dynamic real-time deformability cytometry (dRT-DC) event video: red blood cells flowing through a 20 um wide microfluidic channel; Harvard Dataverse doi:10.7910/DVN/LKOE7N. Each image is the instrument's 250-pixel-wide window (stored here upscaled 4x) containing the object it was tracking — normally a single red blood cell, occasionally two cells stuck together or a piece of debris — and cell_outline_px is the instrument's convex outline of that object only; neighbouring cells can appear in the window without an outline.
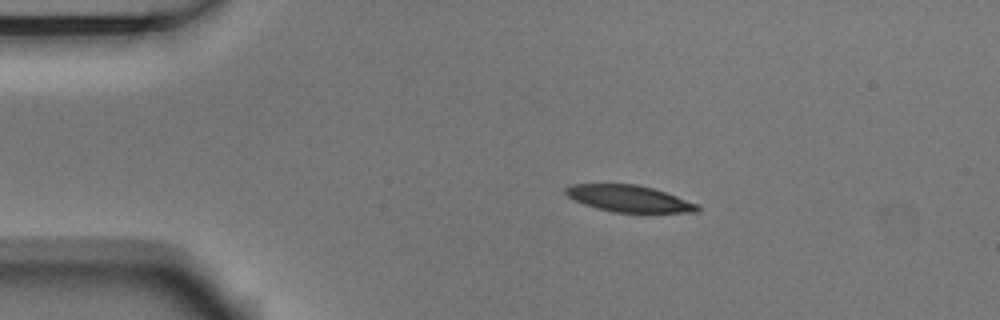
{"species": "Egyptian fruit bat (a non-hibernating species)", "species_latin": "Rousettus aegyptiacus", "temperature_condition": "room temperature", "stored_images_in_passage": 45, "camera_frame_rate_fps": 3000, "um_per_image_px": 0.085, "animal": {"sex": "male"}, "frame": {"image": 1, "passage_image": 1, "time_ms": 0.0, "image_size_px": [1000, 320], "cell_outline_px": [[700, 208], [696, 212], [612, 212], [596, 208], [584, 204], [568, 196], [564, 192], [564, 188], [568, 184], [636, 184], [652, 188], [676, 196], [696, 204]], "centroid_in_image_um": [53.4, 16.87], "position_along_channel_um": 31.6, "area_um2": 20.17}}
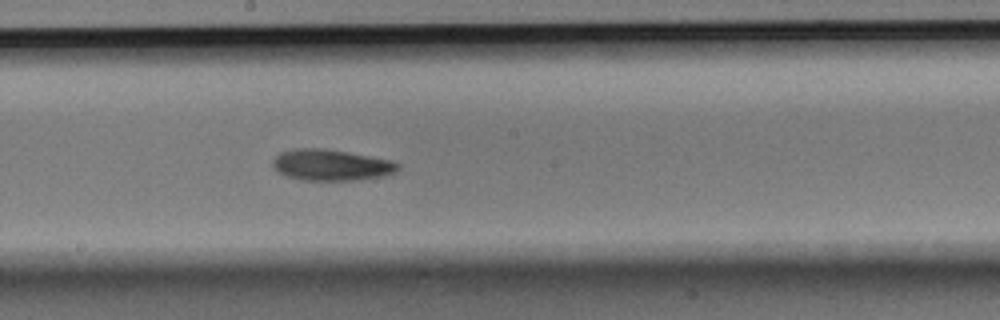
{"frame": {"image": 2, "passage_image": 20, "time_ms": 6.333, "image_size_px": [1000, 320], "cell_outline_px": [[400, 168], [396, 172], [384, 176], [356, 180], [300, 180], [276, 172], [272, 168], [272, 160], [280, 152], [296, 148], [320, 148], [348, 152], [392, 160], [400, 164]], "centroid_in_image_um": [28.14, 14.03], "position_along_channel_um": 220.1, "area_um2": 22.95}}
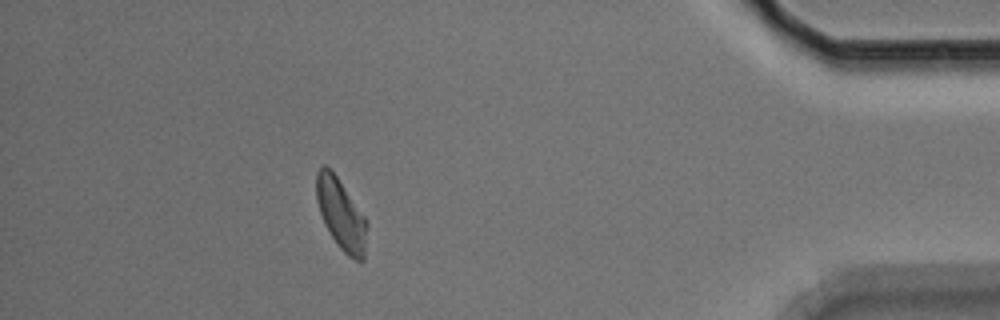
{"frame": {"image": 3, "passage_image": 39, "time_ms": 12.667, "image_size_px": [1000, 320], "cell_outline_px": [[364, 260], [356, 260], [348, 256], [340, 248], [324, 224], [316, 200], [316, 172], [324, 164], [336, 176], [364, 216]], "centroid_in_image_um": [28.92, 18.19], "position_along_channel_um": 406.3, "area_um2": 19.94}, "authors_computed_cell_mechanics": {"area_um2": 21.7328, "velocity_mm_per_s": 3.7155, "shape_relaxation_time_tau1_ms": 4.109, "shape_relaxation_time_tau2_ms": null, "deformation_change_tau1": 0.117, "deformation_change_tau2": null}}